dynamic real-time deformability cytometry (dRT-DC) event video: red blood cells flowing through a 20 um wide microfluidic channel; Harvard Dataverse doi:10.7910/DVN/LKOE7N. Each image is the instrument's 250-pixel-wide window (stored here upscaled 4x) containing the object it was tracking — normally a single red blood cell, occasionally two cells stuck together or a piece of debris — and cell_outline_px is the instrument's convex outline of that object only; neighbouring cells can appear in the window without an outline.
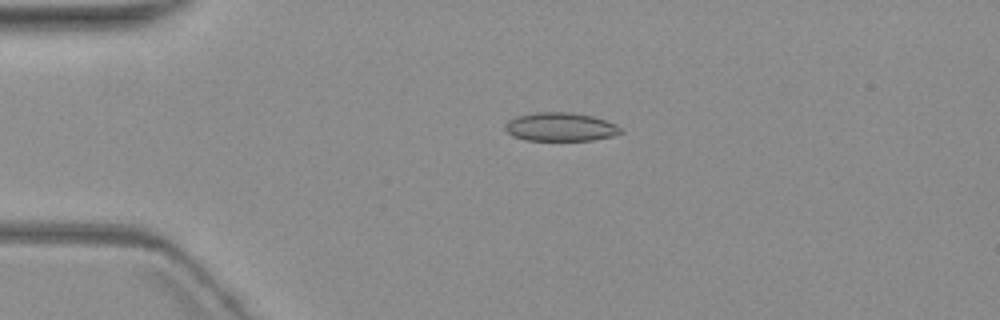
{"species": "common noctule bat (a hibernating species)", "species_latin": "Nyctalus noctula", "temperature_condition": "warm", "stored_images_in_passage": 5, "camera_frame_rate_fps": 3000, "um_per_image_px": 0.085, "animal": {"sex": "female", "body_mass_g": 19.3, "forearm_length_mm": 54.1}, "frame": {"image": 1, "passage_image": 4, "time_ms": 4.333, "image_size_px": [1000, 320], "cell_outline_px": [[624, 132], [612, 136], [592, 140], [528, 140], [512, 136], [504, 128], [504, 124], [508, 120], [516, 116], [536, 112], [572, 112], [592, 116], [616, 124]], "centroid_in_image_um": [47.62, 10.78], "position_along_channel_um": 37.4, "area_um2": 19.25}}